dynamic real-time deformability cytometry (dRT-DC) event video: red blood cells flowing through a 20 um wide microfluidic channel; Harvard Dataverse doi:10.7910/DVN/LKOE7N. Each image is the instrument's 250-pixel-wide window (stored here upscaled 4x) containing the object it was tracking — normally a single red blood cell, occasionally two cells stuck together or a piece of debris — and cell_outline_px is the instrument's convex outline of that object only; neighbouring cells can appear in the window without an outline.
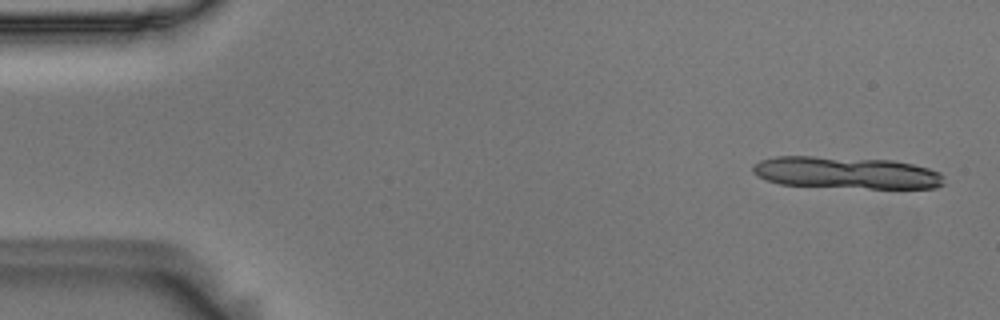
{"species": "Egyptian fruit bat (a non-hibernating species)", "species_latin": "Rousettus aegyptiacus", "temperature_condition": "room temperature", "stored_images_in_passage": 11, "camera_frame_rate_fps": 3000, "um_per_image_px": 0.085, "animal": {"sex": "male"}, "frame": {"image": 1, "passage_image": 2, "time_ms": 0.333, "image_size_px": [1000, 320], "cell_outline_px": [[944, 184], [936, 188], [868, 188], [780, 184], [768, 180], [752, 172], [752, 164], [760, 160], [776, 156], [812, 156], [892, 160], [912, 164], [928, 168], [940, 172], [944, 176]], "centroid_in_image_um": [71.95, 14.67], "position_along_channel_um": 13.0, "area_um2": 35.6}}